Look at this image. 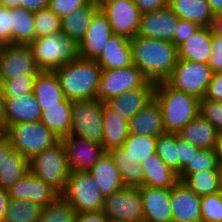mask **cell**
I'll list each match as a JSON object with an SVG mask.
<instances>
[{
  "label": "cell",
  "instance_id": "9f6ffc18",
  "mask_svg": "<svg viewBox=\"0 0 222 222\" xmlns=\"http://www.w3.org/2000/svg\"><path fill=\"white\" fill-rule=\"evenodd\" d=\"M9 202L10 196L8 194V190L0 187V222H3L5 219Z\"/></svg>",
  "mask_w": 222,
  "mask_h": 222
},
{
  "label": "cell",
  "instance_id": "d590c367",
  "mask_svg": "<svg viewBox=\"0 0 222 222\" xmlns=\"http://www.w3.org/2000/svg\"><path fill=\"white\" fill-rule=\"evenodd\" d=\"M156 141L157 137L155 136L129 134L122 148L131 162L140 164L156 153Z\"/></svg>",
  "mask_w": 222,
  "mask_h": 222
},
{
  "label": "cell",
  "instance_id": "e575fe53",
  "mask_svg": "<svg viewBox=\"0 0 222 222\" xmlns=\"http://www.w3.org/2000/svg\"><path fill=\"white\" fill-rule=\"evenodd\" d=\"M12 44H29L35 39L34 12L22 7L11 8Z\"/></svg>",
  "mask_w": 222,
  "mask_h": 222
},
{
  "label": "cell",
  "instance_id": "f5cc1de1",
  "mask_svg": "<svg viewBox=\"0 0 222 222\" xmlns=\"http://www.w3.org/2000/svg\"><path fill=\"white\" fill-rule=\"evenodd\" d=\"M203 98L214 102H222V72L213 73Z\"/></svg>",
  "mask_w": 222,
  "mask_h": 222
},
{
  "label": "cell",
  "instance_id": "4dcf8cb0",
  "mask_svg": "<svg viewBox=\"0 0 222 222\" xmlns=\"http://www.w3.org/2000/svg\"><path fill=\"white\" fill-rule=\"evenodd\" d=\"M103 148L109 151L112 148L122 147L129 136V121L111 110L103 103Z\"/></svg>",
  "mask_w": 222,
  "mask_h": 222
},
{
  "label": "cell",
  "instance_id": "ab89813d",
  "mask_svg": "<svg viewBox=\"0 0 222 222\" xmlns=\"http://www.w3.org/2000/svg\"><path fill=\"white\" fill-rule=\"evenodd\" d=\"M76 210L59 195L47 206L42 207L38 222H74Z\"/></svg>",
  "mask_w": 222,
  "mask_h": 222
},
{
  "label": "cell",
  "instance_id": "be15d7a7",
  "mask_svg": "<svg viewBox=\"0 0 222 222\" xmlns=\"http://www.w3.org/2000/svg\"><path fill=\"white\" fill-rule=\"evenodd\" d=\"M5 137V131L0 129V141Z\"/></svg>",
  "mask_w": 222,
  "mask_h": 222
},
{
  "label": "cell",
  "instance_id": "681fc988",
  "mask_svg": "<svg viewBox=\"0 0 222 222\" xmlns=\"http://www.w3.org/2000/svg\"><path fill=\"white\" fill-rule=\"evenodd\" d=\"M176 147L178 148L179 174L182 169L191 161L193 155L200 149L185 141L176 133Z\"/></svg>",
  "mask_w": 222,
  "mask_h": 222
},
{
  "label": "cell",
  "instance_id": "8992f818",
  "mask_svg": "<svg viewBox=\"0 0 222 222\" xmlns=\"http://www.w3.org/2000/svg\"><path fill=\"white\" fill-rule=\"evenodd\" d=\"M5 136L11 147L28 160L60 140L41 121L12 124Z\"/></svg>",
  "mask_w": 222,
  "mask_h": 222
},
{
  "label": "cell",
  "instance_id": "d6a6232c",
  "mask_svg": "<svg viewBox=\"0 0 222 222\" xmlns=\"http://www.w3.org/2000/svg\"><path fill=\"white\" fill-rule=\"evenodd\" d=\"M28 172L29 160L18 151L12 149L7 157H4L0 165V187L8 190L17 180L24 177Z\"/></svg>",
  "mask_w": 222,
  "mask_h": 222
},
{
  "label": "cell",
  "instance_id": "6da1fadb",
  "mask_svg": "<svg viewBox=\"0 0 222 222\" xmlns=\"http://www.w3.org/2000/svg\"><path fill=\"white\" fill-rule=\"evenodd\" d=\"M133 65L151 82H165L178 60L177 47L171 41L135 36L130 39Z\"/></svg>",
  "mask_w": 222,
  "mask_h": 222
},
{
  "label": "cell",
  "instance_id": "7dc6e473",
  "mask_svg": "<svg viewBox=\"0 0 222 222\" xmlns=\"http://www.w3.org/2000/svg\"><path fill=\"white\" fill-rule=\"evenodd\" d=\"M200 27L201 26L195 22L179 18L171 43L178 47L190 36H192V34L197 32Z\"/></svg>",
  "mask_w": 222,
  "mask_h": 222
},
{
  "label": "cell",
  "instance_id": "5bb4252c",
  "mask_svg": "<svg viewBox=\"0 0 222 222\" xmlns=\"http://www.w3.org/2000/svg\"><path fill=\"white\" fill-rule=\"evenodd\" d=\"M61 140L66 148L68 166L71 172H87L105 152L102 145L78 135H67Z\"/></svg>",
  "mask_w": 222,
  "mask_h": 222
},
{
  "label": "cell",
  "instance_id": "836d02e7",
  "mask_svg": "<svg viewBox=\"0 0 222 222\" xmlns=\"http://www.w3.org/2000/svg\"><path fill=\"white\" fill-rule=\"evenodd\" d=\"M108 152L118 168L125 187L138 188L145 185V174L141 165L131 162L122 147L112 148Z\"/></svg>",
  "mask_w": 222,
  "mask_h": 222
},
{
  "label": "cell",
  "instance_id": "8d00e7d4",
  "mask_svg": "<svg viewBox=\"0 0 222 222\" xmlns=\"http://www.w3.org/2000/svg\"><path fill=\"white\" fill-rule=\"evenodd\" d=\"M183 182L200 197L222 191L221 171H201L193 173Z\"/></svg>",
  "mask_w": 222,
  "mask_h": 222
},
{
  "label": "cell",
  "instance_id": "680465c9",
  "mask_svg": "<svg viewBox=\"0 0 222 222\" xmlns=\"http://www.w3.org/2000/svg\"><path fill=\"white\" fill-rule=\"evenodd\" d=\"M0 129L7 131V120L5 117V99L0 89Z\"/></svg>",
  "mask_w": 222,
  "mask_h": 222
},
{
  "label": "cell",
  "instance_id": "6f0895ef",
  "mask_svg": "<svg viewBox=\"0 0 222 222\" xmlns=\"http://www.w3.org/2000/svg\"><path fill=\"white\" fill-rule=\"evenodd\" d=\"M210 28L213 35L222 36V13L215 15Z\"/></svg>",
  "mask_w": 222,
  "mask_h": 222
},
{
  "label": "cell",
  "instance_id": "ee69618b",
  "mask_svg": "<svg viewBox=\"0 0 222 222\" xmlns=\"http://www.w3.org/2000/svg\"><path fill=\"white\" fill-rule=\"evenodd\" d=\"M202 220L222 222V191L201 197Z\"/></svg>",
  "mask_w": 222,
  "mask_h": 222
},
{
  "label": "cell",
  "instance_id": "cb8c5ba5",
  "mask_svg": "<svg viewBox=\"0 0 222 222\" xmlns=\"http://www.w3.org/2000/svg\"><path fill=\"white\" fill-rule=\"evenodd\" d=\"M213 33L210 27H200L177 47L178 59L208 64L211 56Z\"/></svg>",
  "mask_w": 222,
  "mask_h": 222
},
{
  "label": "cell",
  "instance_id": "3957f363",
  "mask_svg": "<svg viewBox=\"0 0 222 222\" xmlns=\"http://www.w3.org/2000/svg\"><path fill=\"white\" fill-rule=\"evenodd\" d=\"M154 99L161 108L166 132L179 133L198 116L199 99L173 89L166 82L155 83Z\"/></svg>",
  "mask_w": 222,
  "mask_h": 222
},
{
  "label": "cell",
  "instance_id": "52a82bcc",
  "mask_svg": "<svg viewBox=\"0 0 222 222\" xmlns=\"http://www.w3.org/2000/svg\"><path fill=\"white\" fill-rule=\"evenodd\" d=\"M61 196L77 213L103 210L105 197L92 176L86 171H72Z\"/></svg>",
  "mask_w": 222,
  "mask_h": 222
},
{
  "label": "cell",
  "instance_id": "4fadbf2b",
  "mask_svg": "<svg viewBox=\"0 0 222 222\" xmlns=\"http://www.w3.org/2000/svg\"><path fill=\"white\" fill-rule=\"evenodd\" d=\"M40 71L28 44L3 45L0 53V82L27 74H38Z\"/></svg>",
  "mask_w": 222,
  "mask_h": 222
},
{
  "label": "cell",
  "instance_id": "6125c7cd",
  "mask_svg": "<svg viewBox=\"0 0 222 222\" xmlns=\"http://www.w3.org/2000/svg\"><path fill=\"white\" fill-rule=\"evenodd\" d=\"M216 152H217L219 169L222 171V134H220L219 136L218 143L216 146Z\"/></svg>",
  "mask_w": 222,
  "mask_h": 222
},
{
  "label": "cell",
  "instance_id": "44dd1931",
  "mask_svg": "<svg viewBox=\"0 0 222 222\" xmlns=\"http://www.w3.org/2000/svg\"><path fill=\"white\" fill-rule=\"evenodd\" d=\"M87 172L92 176L104 197L125 187L118 168L108 151H105Z\"/></svg>",
  "mask_w": 222,
  "mask_h": 222
},
{
  "label": "cell",
  "instance_id": "f546056e",
  "mask_svg": "<svg viewBox=\"0 0 222 222\" xmlns=\"http://www.w3.org/2000/svg\"><path fill=\"white\" fill-rule=\"evenodd\" d=\"M72 103L65 98L59 105L43 106L40 121L59 139L70 135Z\"/></svg>",
  "mask_w": 222,
  "mask_h": 222
},
{
  "label": "cell",
  "instance_id": "30bf717a",
  "mask_svg": "<svg viewBox=\"0 0 222 222\" xmlns=\"http://www.w3.org/2000/svg\"><path fill=\"white\" fill-rule=\"evenodd\" d=\"M102 211L108 219L145 222L143 201L138 188L123 187L105 197Z\"/></svg>",
  "mask_w": 222,
  "mask_h": 222
},
{
  "label": "cell",
  "instance_id": "b9f144b4",
  "mask_svg": "<svg viewBox=\"0 0 222 222\" xmlns=\"http://www.w3.org/2000/svg\"><path fill=\"white\" fill-rule=\"evenodd\" d=\"M35 39L61 32V18L49 8L34 12Z\"/></svg>",
  "mask_w": 222,
  "mask_h": 222
},
{
  "label": "cell",
  "instance_id": "ba28073f",
  "mask_svg": "<svg viewBox=\"0 0 222 222\" xmlns=\"http://www.w3.org/2000/svg\"><path fill=\"white\" fill-rule=\"evenodd\" d=\"M103 103L99 99L73 101L70 135H78L103 146Z\"/></svg>",
  "mask_w": 222,
  "mask_h": 222
},
{
  "label": "cell",
  "instance_id": "484cf974",
  "mask_svg": "<svg viewBox=\"0 0 222 222\" xmlns=\"http://www.w3.org/2000/svg\"><path fill=\"white\" fill-rule=\"evenodd\" d=\"M178 135L200 149H216L220 133L206 119L198 115Z\"/></svg>",
  "mask_w": 222,
  "mask_h": 222
},
{
  "label": "cell",
  "instance_id": "91938a15",
  "mask_svg": "<svg viewBox=\"0 0 222 222\" xmlns=\"http://www.w3.org/2000/svg\"><path fill=\"white\" fill-rule=\"evenodd\" d=\"M11 144L7 137L5 136L0 141V165L2 164L4 157H7V154L12 150Z\"/></svg>",
  "mask_w": 222,
  "mask_h": 222
},
{
  "label": "cell",
  "instance_id": "74e56055",
  "mask_svg": "<svg viewBox=\"0 0 222 222\" xmlns=\"http://www.w3.org/2000/svg\"><path fill=\"white\" fill-rule=\"evenodd\" d=\"M201 171H221L216 149H199L178 175L179 181L183 182L190 174Z\"/></svg>",
  "mask_w": 222,
  "mask_h": 222
},
{
  "label": "cell",
  "instance_id": "1f68e13d",
  "mask_svg": "<svg viewBox=\"0 0 222 222\" xmlns=\"http://www.w3.org/2000/svg\"><path fill=\"white\" fill-rule=\"evenodd\" d=\"M33 95L41 111L43 106L59 105L65 99L57 75L54 71H40L34 82Z\"/></svg>",
  "mask_w": 222,
  "mask_h": 222
},
{
  "label": "cell",
  "instance_id": "4316f807",
  "mask_svg": "<svg viewBox=\"0 0 222 222\" xmlns=\"http://www.w3.org/2000/svg\"><path fill=\"white\" fill-rule=\"evenodd\" d=\"M168 6L180 18L210 27L215 15L207 0H168Z\"/></svg>",
  "mask_w": 222,
  "mask_h": 222
},
{
  "label": "cell",
  "instance_id": "d6986e66",
  "mask_svg": "<svg viewBox=\"0 0 222 222\" xmlns=\"http://www.w3.org/2000/svg\"><path fill=\"white\" fill-rule=\"evenodd\" d=\"M155 83L147 81L142 87L111 98L105 104L124 120L129 121L154 99Z\"/></svg>",
  "mask_w": 222,
  "mask_h": 222
},
{
  "label": "cell",
  "instance_id": "ac0fdd59",
  "mask_svg": "<svg viewBox=\"0 0 222 222\" xmlns=\"http://www.w3.org/2000/svg\"><path fill=\"white\" fill-rule=\"evenodd\" d=\"M8 194L10 199L31 201L41 207L47 206L59 196L54 189L31 172L17 180L8 189Z\"/></svg>",
  "mask_w": 222,
  "mask_h": 222
},
{
  "label": "cell",
  "instance_id": "7a4b0ae2",
  "mask_svg": "<svg viewBox=\"0 0 222 222\" xmlns=\"http://www.w3.org/2000/svg\"><path fill=\"white\" fill-rule=\"evenodd\" d=\"M65 98L71 101L98 99L102 68L96 60L78 57L54 70Z\"/></svg>",
  "mask_w": 222,
  "mask_h": 222
},
{
  "label": "cell",
  "instance_id": "94428289",
  "mask_svg": "<svg viewBox=\"0 0 222 222\" xmlns=\"http://www.w3.org/2000/svg\"><path fill=\"white\" fill-rule=\"evenodd\" d=\"M214 15L222 13V0H207Z\"/></svg>",
  "mask_w": 222,
  "mask_h": 222
},
{
  "label": "cell",
  "instance_id": "5b68a950",
  "mask_svg": "<svg viewBox=\"0 0 222 222\" xmlns=\"http://www.w3.org/2000/svg\"><path fill=\"white\" fill-rule=\"evenodd\" d=\"M29 168L32 174L61 195L71 172L62 140L34 155L29 160Z\"/></svg>",
  "mask_w": 222,
  "mask_h": 222
},
{
  "label": "cell",
  "instance_id": "f907efd6",
  "mask_svg": "<svg viewBox=\"0 0 222 222\" xmlns=\"http://www.w3.org/2000/svg\"><path fill=\"white\" fill-rule=\"evenodd\" d=\"M0 5L8 8L22 7L36 12L49 7V0H0Z\"/></svg>",
  "mask_w": 222,
  "mask_h": 222
},
{
  "label": "cell",
  "instance_id": "d4e9b609",
  "mask_svg": "<svg viewBox=\"0 0 222 222\" xmlns=\"http://www.w3.org/2000/svg\"><path fill=\"white\" fill-rule=\"evenodd\" d=\"M4 99L7 128L21 122L40 121L42 111L33 93Z\"/></svg>",
  "mask_w": 222,
  "mask_h": 222
},
{
  "label": "cell",
  "instance_id": "bcb514c9",
  "mask_svg": "<svg viewBox=\"0 0 222 222\" xmlns=\"http://www.w3.org/2000/svg\"><path fill=\"white\" fill-rule=\"evenodd\" d=\"M91 0H49V9L58 17L71 14L72 12L86 6Z\"/></svg>",
  "mask_w": 222,
  "mask_h": 222
},
{
  "label": "cell",
  "instance_id": "db71d44e",
  "mask_svg": "<svg viewBox=\"0 0 222 222\" xmlns=\"http://www.w3.org/2000/svg\"><path fill=\"white\" fill-rule=\"evenodd\" d=\"M141 14L160 10L168 5V0H132Z\"/></svg>",
  "mask_w": 222,
  "mask_h": 222
},
{
  "label": "cell",
  "instance_id": "11a10c76",
  "mask_svg": "<svg viewBox=\"0 0 222 222\" xmlns=\"http://www.w3.org/2000/svg\"><path fill=\"white\" fill-rule=\"evenodd\" d=\"M103 211L77 213L74 222H107Z\"/></svg>",
  "mask_w": 222,
  "mask_h": 222
},
{
  "label": "cell",
  "instance_id": "03108f58",
  "mask_svg": "<svg viewBox=\"0 0 222 222\" xmlns=\"http://www.w3.org/2000/svg\"><path fill=\"white\" fill-rule=\"evenodd\" d=\"M2 48H3V45H2V44H0V53H1V51H2Z\"/></svg>",
  "mask_w": 222,
  "mask_h": 222
},
{
  "label": "cell",
  "instance_id": "603a6c76",
  "mask_svg": "<svg viewBox=\"0 0 222 222\" xmlns=\"http://www.w3.org/2000/svg\"><path fill=\"white\" fill-rule=\"evenodd\" d=\"M165 132L161 108L155 99L129 120V134L158 137Z\"/></svg>",
  "mask_w": 222,
  "mask_h": 222
},
{
  "label": "cell",
  "instance_id": "9a60e30c",
  "mask_svg": "<svg viewBox=\"0 0 222 222\" xmlns=\"http://www.w3.org/2000/svg\"><path fill=\"white\" fill-rule=\"evenodd\" d=\"M113 34L107 16L99 8L93 15L84 37L78 44L79 57L95 60Z\"/></svg>",
  "mask_w": 222,
  "mask_h": 222
},
{
  "label": "cell",
  "instance_id": "7402d4cb",
  "mask_svg": "<svg viewBox=\"0 0 222 222\" xmlns=\"http://www.w3.org/2000/svg\"><path fill=\"white\" fill-rule=\"evenodd\" d=\"M102 69H121L133 65L130 39L113 34L95 59Z\"/></svg>",
  "mask_w": 222,
  "mask_h": 222
},
{
  "label": "cell",
  "instance_id": "7bdbcfd3",
  "mask_svg": "<svg viewBox=\"0 0 222 222\" xmlns=\"http://www.w3.org/2000/svg\"><path fill=\"white\" fill-rule=\"evenodd\" d=\"M37 74H27L0 82V89L4 98L33 93L34 82Z\"/></svg>",
  "mask_w": 222,
  "mask_h": 222
},
{
  "label": "cell",
  "instance_id": "816d5d0a",
  "mask_svg": "<svg viewBox=\"0 0 222 222\" xmlns=\"http://www.w3.org/2000/svg\"><path fill=\"white\" fill-rule=\"evenodd\" d=\"M208 65L213 73L222 72V36L213 35Z\"/></svg>",
  "mask_w": 222,
  "mask_h": 222
},
{
  "label": "cell",
  "instance_id": "60d3db41",
  "mask_svg": "<svg viewBox=\"0 0 222 222\" xmlns=\"http://www.w3.org/2000/svg\"><path fill=\"white\" fill-rule=\"evenodd\" d=\"M156 154L162 161L179 175L178 148L176 133L165 132L157 137Z\"/></svg>",
  "mask_w": 222,
  "mask_h": 222
},
{
  "label": "cell",
  "instance_id": "83f0119b",
  "mask_svg": "<svg viewBox=\"0 0 222 222\" xmlns=\"http://www.w3.org/2000/svg\"><path fill=\"white\" fill-rule=\"evenodd\" d=\"M98 9L99 2L91 0L86 6L64 16L61 18V32L79 44Z\"/></svg>",
  "mask_w": 222,
  "mask_h": 222
},
{
  "label": "cell",
  "instance_id": "e7e4bbea",
  "mask_svg": "<svg viewBox=\"0 0 222 222\" xmlns=\"http://www.w3.org/2000/svg\"><path fill=\"white\" fill-rule=\"evenodd\" d=\"M107 222H124L117 219H108Z\"/></svg>",
  "mask_w": 222,
  "mask_h": 222
},
{
  "label": "cell",
  "instance_id": "f6af8a7d",
  "mask_svg": "<svg viewBox=\"0 0 222 222\" xmlns=\"http://www.w3.org/2000/svg\"><path fill=\"white\" fill-rule=\"evenodd\" d=\"M198 115L206 119L222 134V102H214L204 98L199 99Z\"/></svg>",
  "mask_w": 222,
  "mask_h": 222
},
{
  "label": "cell",
  "instance_id": "277c9868",
  "mask_svg": "<svg viewBox=\"0 0 222 222\" xmlns=\"http://www.w3.org/2000/svg\"><path fill=\"white\" fill-rule=\"evenodd\" d=\"M28 46L41 71H54L79 57L78 44L62 32L36 38Z\"/></svg>",
  "mask_w": 222,
  "mask_h": 222
},
{
  "label": "cell",
  "instance_id": "c3c4849f",
  "mask_svg": "<svg viewBox=\"0 0 222 222\" xmlns=\"http://www.w3.org/2000/svg\"><path fill=\"white\" fill-rule=\"evenodd\" d=\"M0 44H12L11 8L0 5Z\"/></svg>",
  "mask_w": 222,
  "mask_h": 222
},
{
  "label": "cell",
  "instance_id": "f35d334b",
  "mask_svg": "<svg viewBox=\"0 0 222 222\" xmlns=\"http://www.w3.org/2000/svg\"><path fill=\"white\" fill-rule=\"evenodd\" d=\"M42 207L25 200L10 199L3 222H38Z\"/></svg>",
  "mask_w": 222,
  "mask_h": 222
},
{
  "label": "cell",
  "instance_id": "8fae6325",
  "mask_svg": "<svg viewBox=\"0 0 222 222\" xmlns=\"http://www.w3.org/2000/svg\"><path fill=\"white\" fill-rule=\"evenodd\" d=\"M148 80L136 66L121 69H102L98 99L102 102L142 87Z\"/></svg>",
  "mask_w": 222,
  "mask_h": 222
},
{
  "label": "cell",
  "instance_id": "e0dca14e",
  "mask_svg": "<svg viewBox=\"0 0 222 222\" xmlns=\"http://www.w3.org/2000/svg\"><path fill=\"white\" fill-rule=\"evenodd\" d=\"M172 222H199L202 220L201 197L184 182L171 188Z\"/></svg>",
  "mask_w": 222,
  "mask_h": 222
},
{
  "label": "cell",
  "instance_id": "f1b7e54d",
  "mask_svg": "<svg viewBox=\"0 0 222 222\" xmlns=\"http://www.w3.org/2000/svg\"><path fill=\"white\" fill-rule=\"evenodd\" d=\"M145 174V186L151 188H172L179 182V176L155 153L140 163Z\"/></svg>",
  "mask_w": 222,
  "mask_h": 222
},
{
  "label": "cell",
  "instance_id": "7c38bea8",
  "mask_svg": "<svg viewBox=\"0 0 222 222\" xmlns=\"http://www.w3.org/2000/svg\"><path fill=\"white\" fill-rule=\"evenodd\" d=\"M99 8L107 16L114 34L127 39L137 35L141 12L132 0H101Z\"/></svg>",
  "mask_w": 222,
  "mask_h": 222
},
{
  "label": "cell",
  "instance_id": "9c48e42d",
  "mask_svg": "<svg viewBox=\"0 0 222 222\" xmlns=\"http://www.w3.org/2000/svg\"><path fill=\"white\" fill-rule=\"evenodd\" d=\"M212 76L213 71L208 64L178 59L171 76L165 82L175 90L201 99Z\"/></svg>",
  "mask_w": 222,
  "mask_h": 222
},
{
  "label": "cell",
  "instance_id": "2e32d148",
  "mask_svg": "<svg viewBox=\"0 0 222 222\" xmlns=\"http://www.w3.org/2000/svg\"><path fill=\"white\" fill-rule=\"evenodd\" d=\"M178 19L168 5L163 9L141 14L137 36L172 41Z\"/></svg>",
  "mask_w": 222,
  "mask_h": 222
},
{
  "label": "cell",
  "instance_id": "ffe728a7",
  "mask_svg": "<svg viewBox=\"0 0 222 222\" xmlns=\"http://www.w3.org/2000/svg\"><path fill=\"white\" fill-rule=\"evenodd\" d=\"M145 222H172L171 188L138 187Z\"/></svg>",
  "mask_w": 222,
  "mask_h": 222
}]
</instances>
